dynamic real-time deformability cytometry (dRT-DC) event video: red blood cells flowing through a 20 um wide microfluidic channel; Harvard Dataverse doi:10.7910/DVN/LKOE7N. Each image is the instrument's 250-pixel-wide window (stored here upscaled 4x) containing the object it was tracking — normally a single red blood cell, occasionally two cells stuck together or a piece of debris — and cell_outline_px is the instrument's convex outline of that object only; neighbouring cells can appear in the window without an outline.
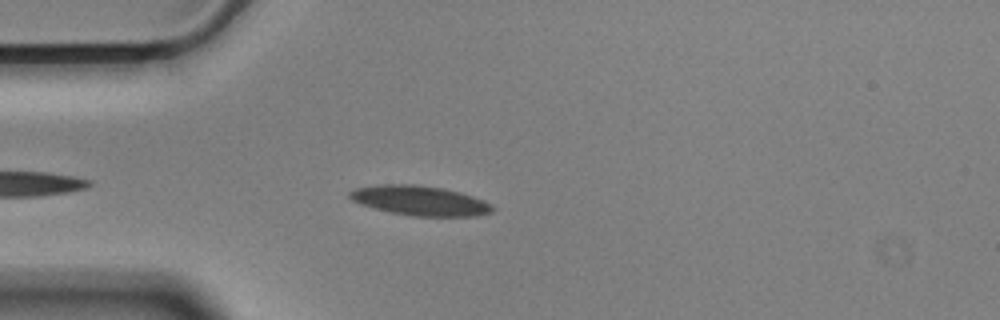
{"species": "Egyptian fruit bat (a non-hibernating species)", "species_latin": "Rousettus aegyptiacus", "temperature_condition": "cold", "stored_images_in_passage": 31, "camera_frame_rate_fps": 3000, "um_per_image_px": 0.085, "animal": {"sex": "male"}, "frame": {"image": 1, "passage_image": 5, "time_ms": 1.333, "image_size_px": [1000, 320], "cell_outline_px": [[496, 208], [492, 212], [476, 216], [412, 216], [392, 212], [360, 204], [352, 200], [348, 196], [348, 192], [356, 188], [376, 184], [416, 184], [444, 188], [460, 192], [484, 200], [492, 204]], "centroid_in_image_um": [35.71, 17.04], "position_along_channel_um": 49.3, "area_um2": 24.85}}
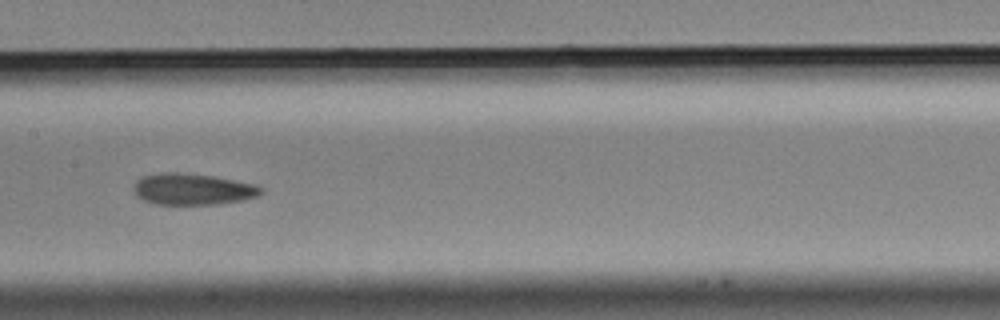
{"frame": {"image": 2, "passage_image": 18, "time_ms": 5.667, "image_size_px": [1000, 320], "cell_outline_px": [[264, 192], [260, 196], [220, 204], [156, 204], [144, 200], [136, 196], [132, 188], [136, 180], [144, 176], [160, 172], [180, 172], [216, 176], [256, 184], [264, 188]], "centroid_in_image_um": [16.4, 16.07], "position_along_channel_um": 191.0, "area_um2": 23.64}}
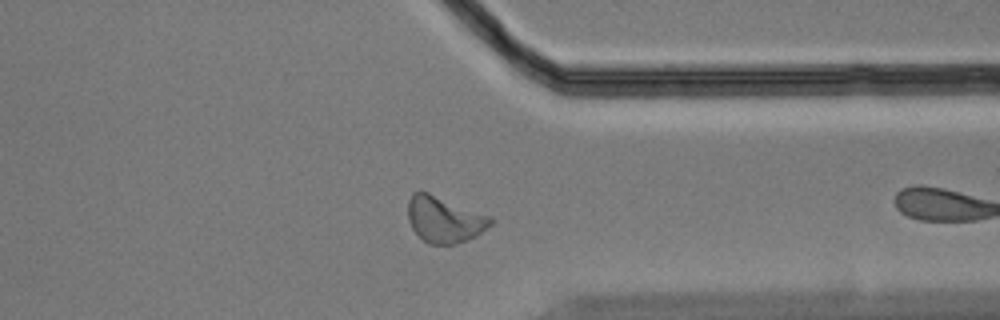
{"frame": {"image": 3, "passage_image": 30, "time_ms": 9.667, "image_size_px": [1000, 320], "cell_outline_px": [[496, 220], [492, 224], [476, 236], [468, 240], [456, 244], [428, 244], [412, 228], [408, 220], [408, 200], [412, 192], [420, 188], [492, 216]], "centroid_in_image_um": [37.78, 18.61], "position_along_channel_um": 373.6, "area_um2": 22.83}}